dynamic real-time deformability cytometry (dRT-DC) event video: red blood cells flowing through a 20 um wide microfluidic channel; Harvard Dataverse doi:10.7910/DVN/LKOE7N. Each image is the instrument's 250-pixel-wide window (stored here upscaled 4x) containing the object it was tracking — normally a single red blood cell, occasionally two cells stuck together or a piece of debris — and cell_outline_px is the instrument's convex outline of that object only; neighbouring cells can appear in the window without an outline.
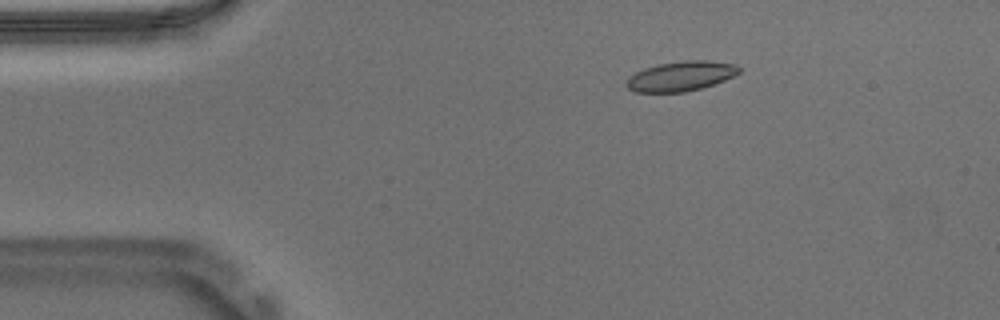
{"species": "Egyptian fruit bat (a non-hibernating species)", "species_latin": "Rousettus aegyptiacus", "temperature_condition": "warm", "stored_images_in_passage": 54, "camera_frame_rate_fps": 3000, "um_per_image_px": 0.085, "animal": {"sex": "male"}, "frame": {"image": 1, "passage_image": 9, "time_ms": 2.667, "image_size_px": [1000, 320], "cell_outline_px": [[740, 72], [724, 80], [700, 88], [684, 92], [636, 92], [628, 88], [624, 84], [624, 80], [628, 76], [644, 68], [660, 64], [684, 60], [708, 60], [736, 64], [740, 68]], "centroid_in_image_um": [57.83, 6.47], "position_along_channel_um": 27.2, "area_um2": 19.54}}
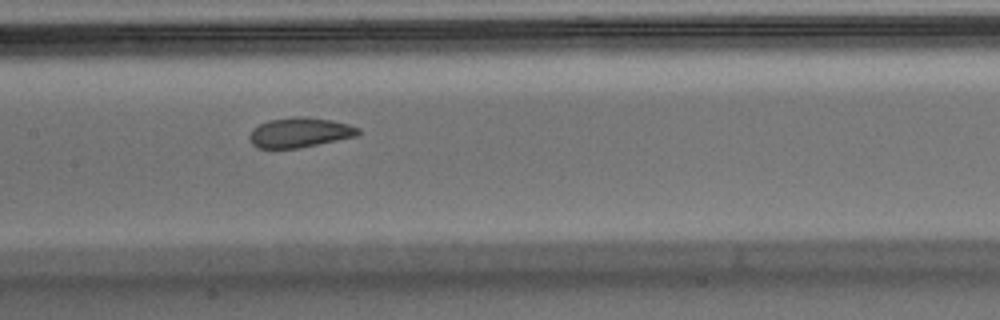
{"frame": {"image": 2, "passage_image": 26, "time_ms": 8.333, "image_size_px": [1000, 320], "cell_outline_px": [[360, 132], [356, 136], [296, 148], [256, 148], [252, 144], [248, 136], [252, 128], [268, 120], [292, 116], [304, 116], [332, 120], [348, 124], [360, 128]], "centroid_in_image_um": [25.44, 11.24], "position_along_channel_um": 182.0, "area_um2": 18.9}}
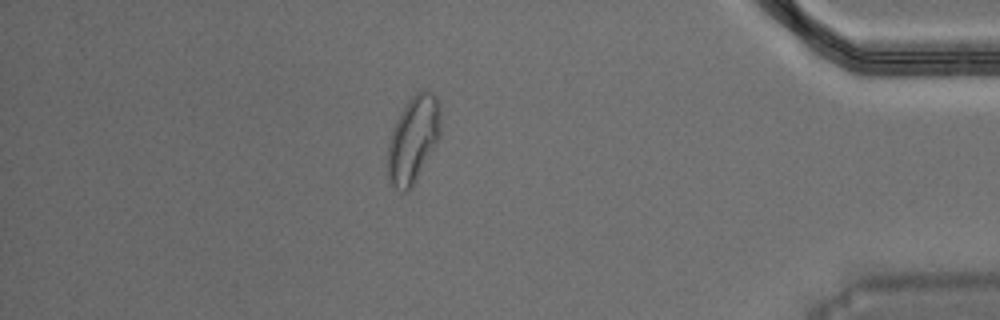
{"frame": {"image": 3, "passage_image": 47, "time_ms": 15.333, "image_size_px": [1000, 320], "cell_outline_px": [[440, 136], [412, 188], [404, 192], [388, 184], [388, 144], [396, 120], [408, 100], [416, 92], [432, 92], [436, 96], [440, 104]], "centroid_in_image_um": [35.12, 11.87], "position_along_channel_um": 400.1, "area_um2": 26.53}, "authors_computed_cell_mechanics": {"area_um2": 19.5942, "velocity_mm_per_s": 3.6963, "shape_relaxation_time_tau1_ms": 4.8218, "shape_relaxation_time_tau2_ms": 1.0667, "deformation_change_tau1": 0.1247, "deformation_change_tau2": 0.0519}}